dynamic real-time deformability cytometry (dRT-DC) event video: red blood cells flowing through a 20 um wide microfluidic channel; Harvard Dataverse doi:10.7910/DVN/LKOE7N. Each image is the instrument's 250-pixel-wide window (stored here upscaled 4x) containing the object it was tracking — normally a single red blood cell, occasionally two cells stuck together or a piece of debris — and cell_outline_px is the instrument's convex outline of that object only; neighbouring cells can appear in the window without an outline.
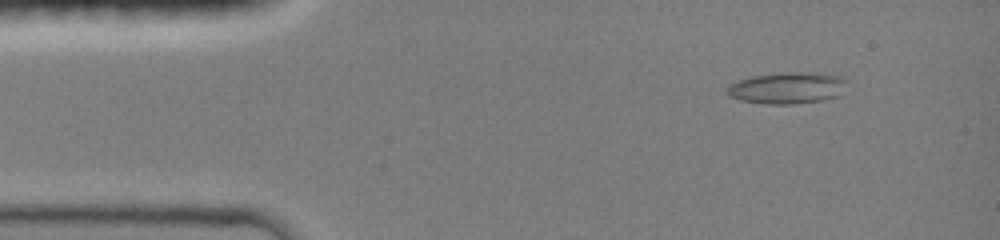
{"species": "common noctule bat (a hibernating species)", "species_latin": "Nyctalus noctula", "temperature_condition": "room temperature", "stored_images_in_passage": 37, "camera_frame_rate_fps": 3000, "um_per_image_px": 0.085, "animal": {"sex": "female", "body_mass_g": 19.0, "forearm_length_mm": 51.5}, "frame": {"image": 1, "passage_image": 5, "time_ms": 1.333, "image_size_px": [1000, 240], "cell_outline_px": [[848, 80], [836, 96], [820, 100], [792, 104], [768, 104], [740, 100], [728, 96], [728, 84], [752, 76], [792, 72], [804, 72], [844, 76]], "centroid_in_image_um": [66.89, 7.47], "position_along_channel_um": 18.1, "area_um2": 21.62}}
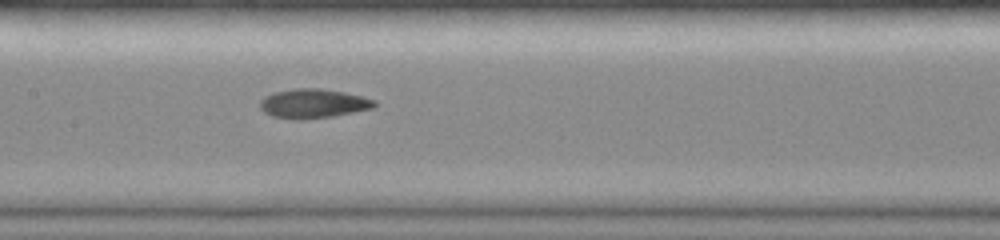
{"frame": {"image": 2, "passage_image": 19, "time_ms": 7.0, "image_size_px": [1000, 240], "cell_outline_px": [[376, 104], [372, 108], [332, 116], [272, 116], [264, 112], [260, 108], [260, 100], [264, 96], [276, 92], [296, 88], [320, 88], [344, 92], [376, 100]], "centroid_in_image_um": [26.64, 8.74], "position_along_channel_um": 180.8, "area_um2": 18.44}}
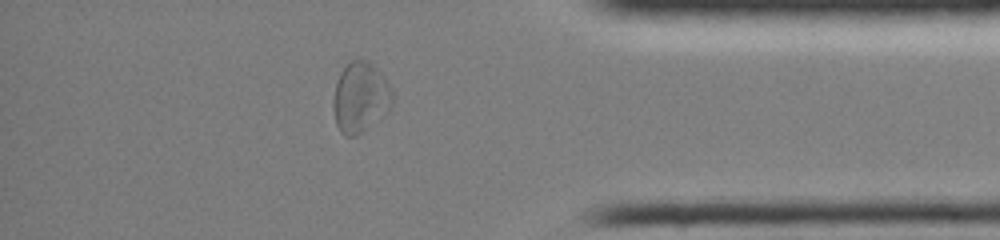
{"frame": {"image": 3, "passage_image": 32, "time_ms": 12.667, "image_size_px": [1000, 240], "cell_outline_px": [[392, 104], [388, 108], [356, 136], [348, 136], [340, 132], [336, 124], [332, 108], [332, 100], [336, 84], [340, 72], [352, 60], [364, 60], [372, 64], [376, 68], [388, 84], [392, 92]], "centroid_in_image_um": [30.57, 8.27], "position_along_channel_um": 404.6, "area_um2": 23.47}, "authors_computed_cell_mechanics": {"area_um2": 19.4786, "velocity_mm_per_s": 4.172, "shape_relaxation_time_tau1_ms": null, "shape_relaxation_time_tau2_ms": 8.3315, "deformation_change_tau1": null, "deformation_change_tau2": 0.1832}}